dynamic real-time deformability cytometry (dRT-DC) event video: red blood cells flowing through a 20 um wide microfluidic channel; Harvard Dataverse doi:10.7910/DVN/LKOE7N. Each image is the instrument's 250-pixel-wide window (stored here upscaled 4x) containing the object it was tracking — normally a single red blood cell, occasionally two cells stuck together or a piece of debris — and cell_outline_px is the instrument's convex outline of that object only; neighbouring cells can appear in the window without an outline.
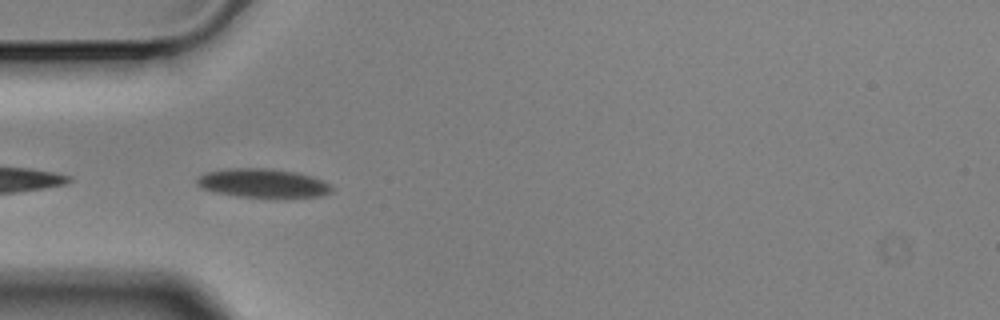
{"species": "Egyptian fruit bat (a non-hibernating species)", "species_latin": "Rousettus aegyptiacus", "temperature_condition": "cold", "stored_images_in_passage": 5, "camera_frame_rate_fps": 3000, "um_per_image_px": 0.085, "animal": {"sex": "male"}, "frame": {"image": 1, "passage_image": 4, "time_ms": 1.0, "image_size_px": [1000, 320], "cell_outline_px": [[332, 192], [320, 196], [240, 196], [216, 192], [200, 188], [196, 184], [196, 180], [200, 176], [208, 172], [224, 168], [264, 168], [296, 172], [312, 176], [328, 184], [332, 188]], "centroid_in_image_um": [22.29, 15.54], "position_along_channel_um": 62.7, "area_um2": 22.08}}
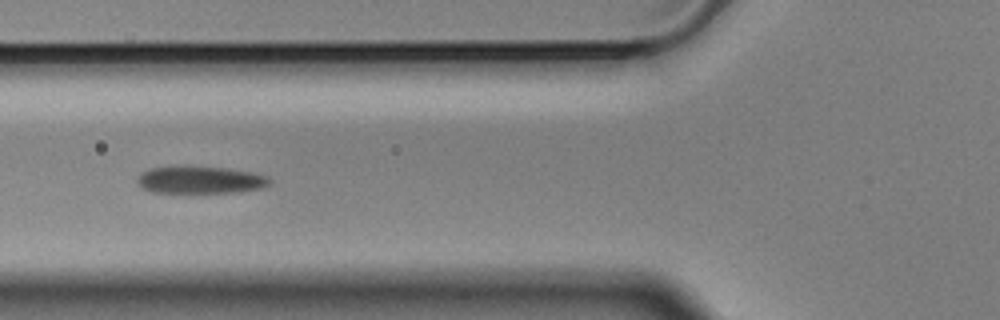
{"frame": {"image": 2, "passage_image": 5, "time_ms": 1.333, "image_size_px": [1000, 320], "cell_outline_px": [[272, 180], [268, 184], [260, 188], [236, 192], [152, 192], [136, 184], [136, 176], [140, 172], [148, 168], [180, 164], [184, 164], [228, 168], [252, 172], [268, 176]], "centroid_in_image_um": [16.93, 15.24], "position_along_channel_um": 108.9, "area_um2": 21.73}}